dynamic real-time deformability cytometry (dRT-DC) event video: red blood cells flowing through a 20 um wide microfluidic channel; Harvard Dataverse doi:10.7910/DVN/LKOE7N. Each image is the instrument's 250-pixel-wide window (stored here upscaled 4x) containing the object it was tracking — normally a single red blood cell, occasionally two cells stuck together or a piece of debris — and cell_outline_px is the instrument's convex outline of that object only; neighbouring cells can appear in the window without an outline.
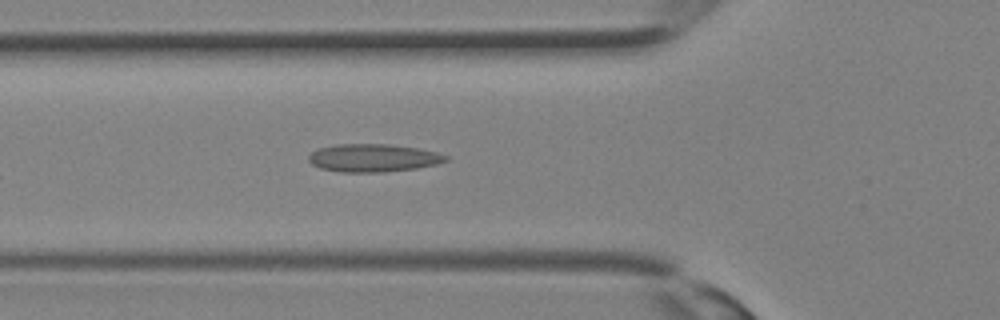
{"species": "Egyptian fruit bat (a non-hibernating species)", "species_latin": "Rousettus aegyptiacus", "temperature_condition": "room temperature", "stored_images_in_passage": 27, "camera_frame_rate_fps": 3000, "um_per_image_px": 0.085, "animal": {"sex": "female"}, "frame": {"image": 1, "passage_image": 6, "time_ms": 1.667, "image_size_px": [1000, 320], "cell_outline_px": [[448, 160], [436, 164], [416, 168], [384, 172], [340, 172], [320, 168], [312, 164], [308, 160], [308, 156], [316, 148], [336, 144], [388, 144], [416, 148], [436, 152], [448, 156]], "centroid_in_image_um": [31.68, 13.42], "position_along_channel_um": 94.1, "area_um2": 22.31}}
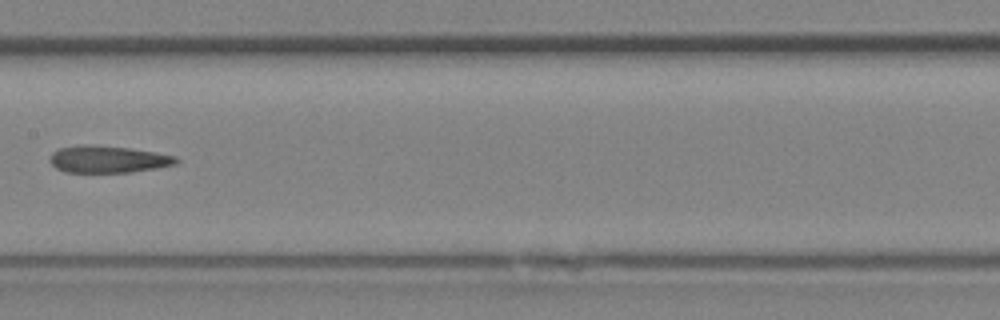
{"frame": {"image": 2, "passage_image": 11, "time_ms": 3.333, "image_size_px": [1000, 320], "cell_outline_px": [[180, 160], [176, 164], [156, 168], [132, 172], [64, 172], [56, 168], [48, 160], [48, 156], [52, 152], [60, 148], [80, 144], [96, 144], [128, 148], [176, 156]], "centroid_in_image_um": [9.13, 13.53], "position_along_channel_um": 198.3, "area_um2": 20.06}}
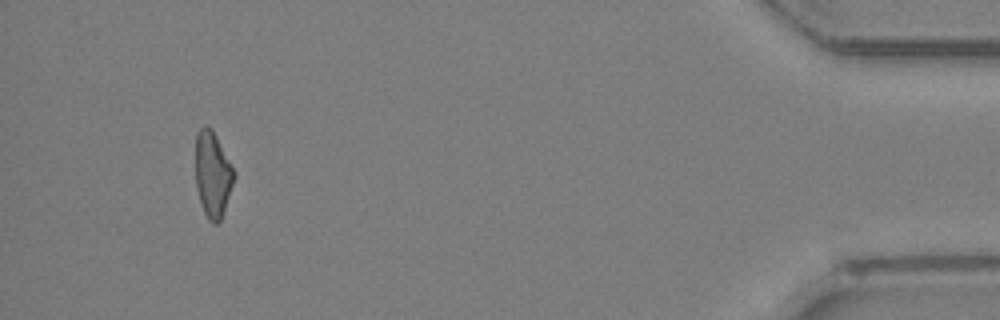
{"frame": {"image": 3, "passage_image": 25, "time_ms": 8.0, "image_size_px": [1000, 320], "cell_outline_px": [[236, 176], [220, 220], [216, 224], [212, 224], [208, 220], [204, 212], [196, 188], [196, 132], [204, 124], [212, 128], [236, 172]], "centroid_in_image_um": [18.08, 14.79], "position_along_channel_um": 417.1, "area_um2": 19.31}}